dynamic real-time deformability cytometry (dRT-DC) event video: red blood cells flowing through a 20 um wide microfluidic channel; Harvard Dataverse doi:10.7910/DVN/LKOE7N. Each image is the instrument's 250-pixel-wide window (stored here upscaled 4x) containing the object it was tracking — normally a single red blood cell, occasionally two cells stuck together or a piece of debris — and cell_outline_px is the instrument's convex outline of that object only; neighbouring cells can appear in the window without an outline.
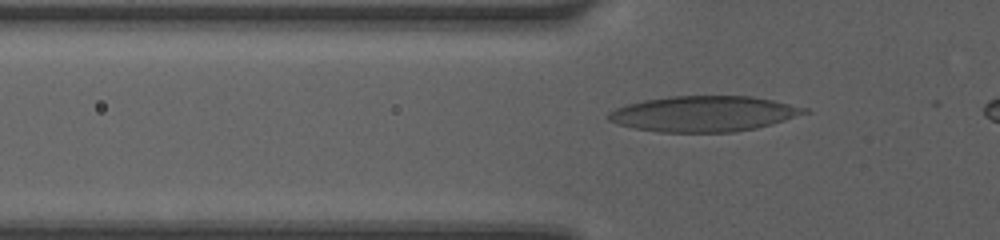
{"species": "human", "species_latin": "Homo sapiens", "temperature_condition": "room temperature", "stored_images_in_passage": 31, "camera_frame_rate_fps": 3000, "um_per_image_px": 0.085, "donor": {"sex": "female"}, "frame": {"image": 1, "passage_image": 4, "time_ms": 1.0, "image_size_px": [1000, 240], "cell_outline_px": [[812, 112], [772, 124], [756, 128], [732, 132], [660, 132], [636, 128], [620, 124], [608, 120], [608, 112], [616, 108], [628, 104], [644, 100], [668, 96], [752, 96], [772, 100], [808, 108]], "centroid_in_image_um": [59.86, 9.66], "position_along_channel_um": 65.9, "area_um2": 40.58}}
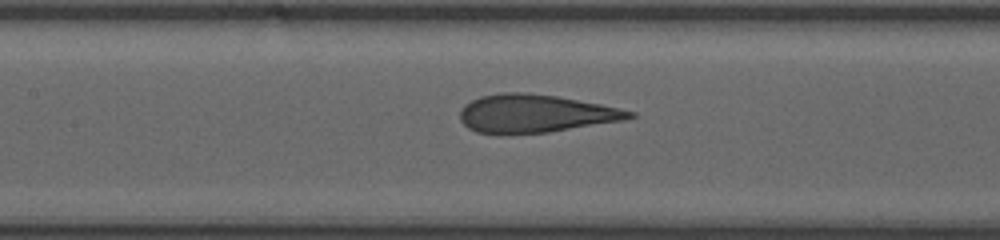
{"frame": {"image": 2, "passage_image": 11, "time_ms": 3.333, "image_size_px": [1000, 240], "cell_outline_px": [[636, 116], [624, 120], [548, 132], [476, 132], [468, 128], [460, 120], [460, 112], [464, 104], [480, 96], [500, 92], [528, 92], [556, 96], [600, 104], [636, 112]], "centroid_in_image_um": [45.49, 9.62], "position_along_channel_um": 161.9, "area_um2": 36.99}}
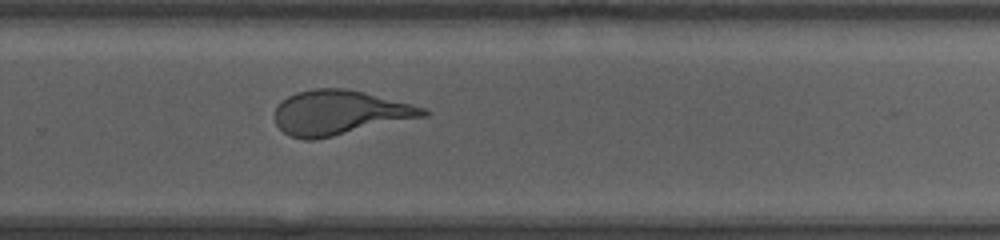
{"frame": {"image": 3, "passage_image": 21, "time_ms": 6.667, "image_size_px": [1000, 240], "cell_outline_px": [[432, 112], [428, 116], [332, 136], [312, 140], [304, 140], [288, 136], [276, 124], [276, 108], [288, 96], [296, 92], [316, 88], [344, 88], [364, 92], [412, 104], [424, 108]], "centroid_in_image_um": [28.89, 9.57], "position_along_channel_um": 300.9, "area_um2": 38.32}}